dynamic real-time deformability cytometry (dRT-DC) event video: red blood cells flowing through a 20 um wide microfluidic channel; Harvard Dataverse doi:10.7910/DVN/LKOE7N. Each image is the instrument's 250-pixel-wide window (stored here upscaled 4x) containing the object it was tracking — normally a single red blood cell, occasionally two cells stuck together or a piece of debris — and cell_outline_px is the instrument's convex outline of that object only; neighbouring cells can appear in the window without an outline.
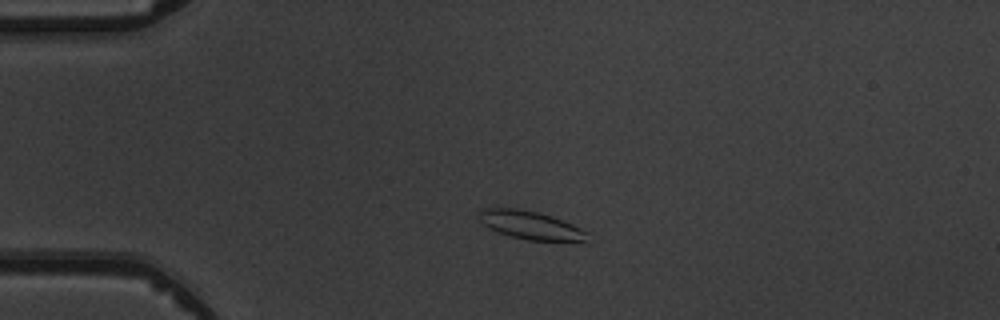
{"species": "common noctule bat (a hibernating species)", "species_latin": "Nyctalus noctula", "temperature_condition": "warm", "stored_images_in_passage": 4, "camera_frame_rate_fps": 3000, "um_per_image_px": 0.085, "animal": {"sex": "male", "body_mass_g": 19.5, "forearm_length_mm": 54.6}, "frame": {"image": 1, "passage_image": 3, "time_ms": 2.0, "image_size_px": [1000, 320], "cell_outline_px": [[588, 232], [584, 240], [528, 240], [512, 236], [488, 228], [480, 220], [476, 212], [480, 208], [516, 208], [536, 212], [560, 220], [580, 228]], "centroid_in_image_um": [44.97, 19.11], "position_along_channel_um": 40.0, "area_um2": 17.22}}